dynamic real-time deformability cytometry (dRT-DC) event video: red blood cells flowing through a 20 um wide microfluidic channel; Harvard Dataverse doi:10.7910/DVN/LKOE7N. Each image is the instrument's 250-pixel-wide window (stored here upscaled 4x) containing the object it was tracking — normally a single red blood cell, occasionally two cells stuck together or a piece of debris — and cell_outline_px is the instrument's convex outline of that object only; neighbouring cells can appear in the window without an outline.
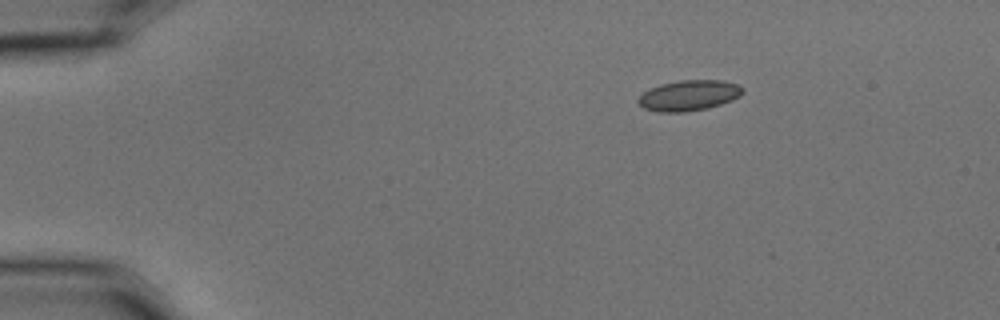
{"species": "common noctule bat (a hibernating species)", "species_latin": "Nyctalus noctula", "temperature_condition": "cold", "stored_images_in_passage": 3, "camera_frame_rate_fps": 3000, "um_per_image_px": 0.085, "animal": {"sex": "male", "body_mass_g": 15.6}, "frame": {"image": 1, "passage_image": 1, "time_ms": 0.0, "image_size_px": [1000, 320], "cell_outline_px": [[744, 92], [740, 96], [732, 100], [708, 108], [684, 112], [656, 112], [644, 108], [636, 100], [648, 88], [660, 84], [680, 80], [724, 80], [736, 84], [744, 88]], "centroid_in_image_um": [58.55, 8.11], "position_along_channel_um": 26.4, "area_um2": 18.73}}